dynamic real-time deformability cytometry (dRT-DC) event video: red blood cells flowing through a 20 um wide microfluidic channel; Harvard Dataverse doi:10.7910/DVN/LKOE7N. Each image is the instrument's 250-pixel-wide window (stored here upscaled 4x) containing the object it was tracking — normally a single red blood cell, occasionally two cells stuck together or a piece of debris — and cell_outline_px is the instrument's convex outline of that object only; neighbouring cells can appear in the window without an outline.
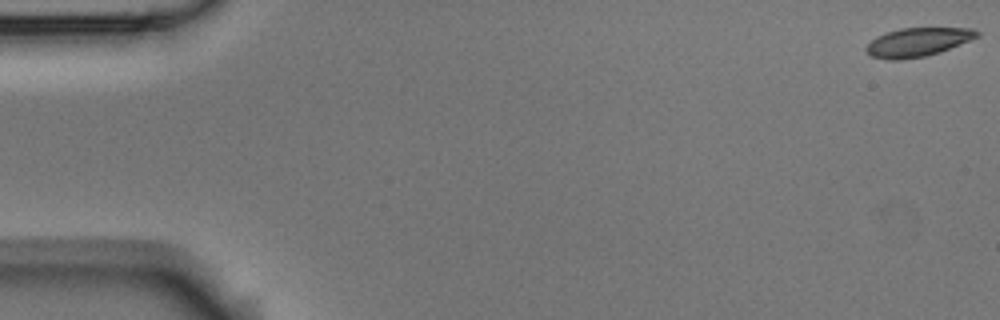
{"species": "Egyptian fruit bat (a non-hibernating species)", "species_latin": "Rousettus aegyptiacus", "temperature_condition": "room temperature", "stored_images_in_passage": 4, "camera_frame_rate_fps": 3000, "um_per_image_px": 0.085, "animal": {"sex": "male"}, "frame": {"image": 1, "passage_image": 1, "time_ms": 0.0, "image_size_px": [1000, 320], "cell_outline_px": [[980, 36], [948, 48], [924, 56], [900, 60], [888, 60], [872, 56], [864, 48], [876, 36], [900, 28], [972, 28], [980, 32]], "centroid_in_image_um": [77.98, 3.57], "position_along_channel_um": 7.0, "area_um2": 18.21}}